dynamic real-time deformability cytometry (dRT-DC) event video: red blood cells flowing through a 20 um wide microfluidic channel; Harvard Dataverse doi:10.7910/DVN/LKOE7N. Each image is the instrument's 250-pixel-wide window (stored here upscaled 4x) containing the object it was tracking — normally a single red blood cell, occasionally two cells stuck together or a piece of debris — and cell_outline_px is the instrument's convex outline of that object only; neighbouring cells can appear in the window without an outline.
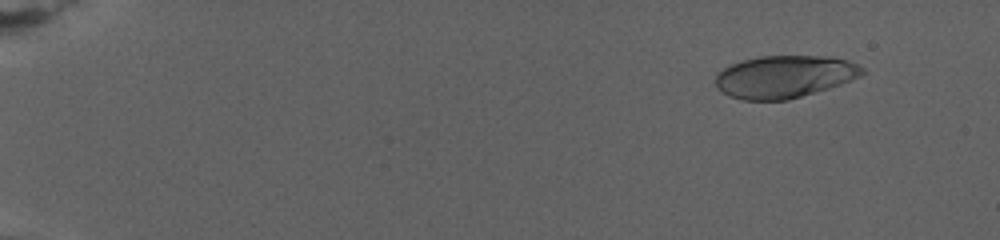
{"species": "human", "species_latin": "Homo sapiens", "temperature_condition": "warm", "stored_images_in_passage": 92, "camera_frame_rate_fps": 3000, "um_per_image_px": 0.085, "donor": {"sex": "female"}, "frame": {"image": 1, "passage_image": 1, "time_ms": 0.0, "image_size_px": [1000, 240], "cell_outline_px": [[864, 72], [860, 76], [840, 84], [828, 88], [788, 100], [744, 100], [732, 96], [716, 88], [716, 76], [724, 68], [732, 64], [744, 60], [760, 56], [828, 56], [848, 60], [864, 68]], "centroid_in_image_um": [66.69, 6.51], "position_along_channel_um": 18.3, "area_um2": 35.89}}
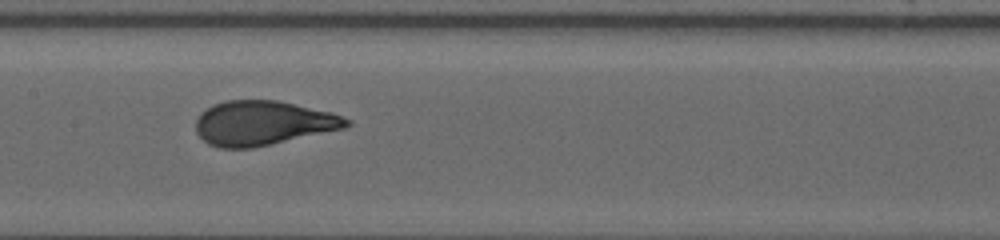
{"frame": {"image": 2, "passage_image": 50, "time_ms": 12.333, "image_size_px": [1000, 240], "cell_outline_px": [[352, 124], [344, 128], [272, 144], [252, 148], [220, 148], [208, 144], [196, 132], [196, 120], [200, 112], [212, 104], [224, 100], [276, 100], [332, 112], [352, 120]], "centroid_in_image_um": [22.33, 10.45], "position_along_channel_um": 185.1, "area_um2": 39.19}}
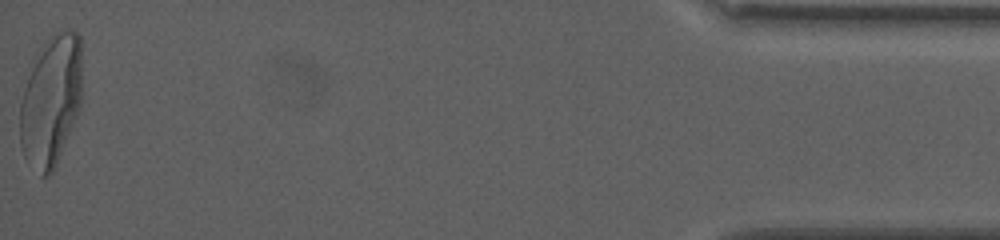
{"frame": {"image": 3, "passage_image": 91, "time_ms": 25.0, "image_size_px": [1000, 240], "cell_outline_px": [[80, 108], [56, 164], [52, 172], [48, 176], [40, 176], [28, 164], [24, 156], [20, 144], [20, 104], [24, 88], [40, 48], [44, 40], [56, 32], [64, 28], [72, 28], [80, 36]], "centroid_in_image_um": [4.32, 8.56], "position_along_channel_um": 430.9, "area_um2": 47.11}, "authors_computed_cell_mechanics": {"area_um2": 38.4948, "velocity_mm_per_s": 2.5831, "shape_relaxation_time_tau1_ms": 6.4367, "shape_relaxation_time_tau2_ms": null, "deformation_change_tau1": 0.2554, "deformation_change_tau2": null}}